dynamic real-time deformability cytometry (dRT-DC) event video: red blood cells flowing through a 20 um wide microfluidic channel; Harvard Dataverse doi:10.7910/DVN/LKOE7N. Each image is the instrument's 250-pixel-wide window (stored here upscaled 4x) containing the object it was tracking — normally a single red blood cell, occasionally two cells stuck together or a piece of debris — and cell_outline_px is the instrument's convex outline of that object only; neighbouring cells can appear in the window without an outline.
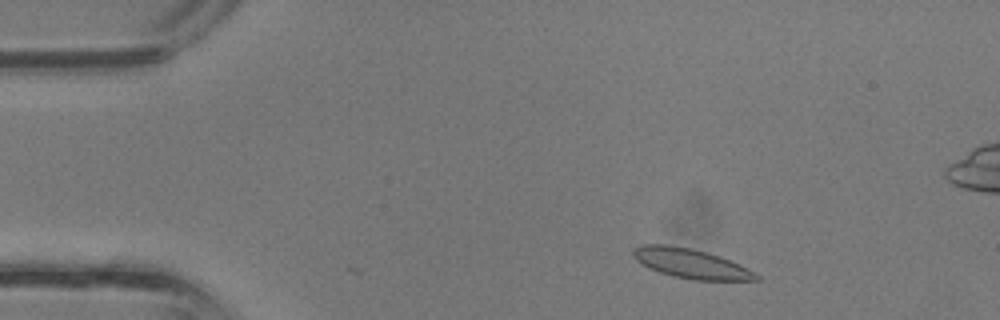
{"species": "common noctule bat (a hibernating species)", "species_latin": "Nyctalus noctula", "temperature_condition": "room temperature", "stored_images_in_passage": 36, "camera_frame_rate_fps": 3000, "um_per_image_px": 0.085, "animal": {"sex": "male", "body_mass_g": 13.3}, "frame": {"image": 1, "passage_image": 3, "time_ms": 0.667, "image_size_px": [1000, 320], "cell_outline_px": [[760, 280], [696, 280], [672, 276], [648, 268], [636, 260], [632, 256], [632, 252], [636, 248], [644, 244], [668, 244], [692, 248], [720, 256], [756, 272], [760, 276]], "centroid_in_image_um": [58.72, 22.39], "position_along_channel_um": 26.3, "area_um2": 21.21}}
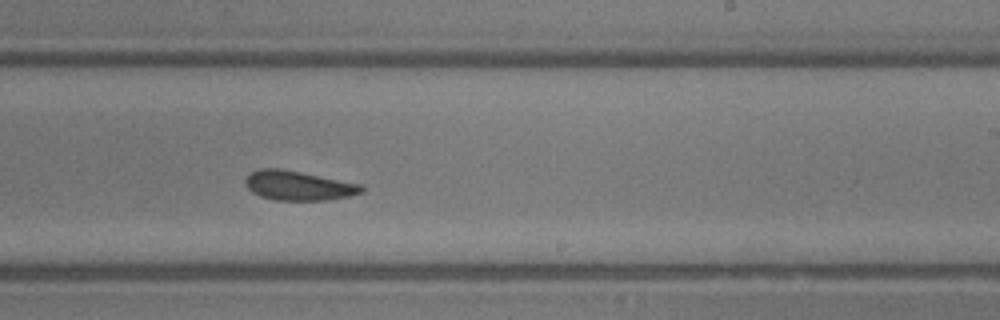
{"frame": {"image": 2, "passage_image": 20, "time_ms": 6.333, "image_size_px": [1000, 320], "cell_outline_px": [[364, 192], [348, 196], [328, 200], [276, 200], [260, 196], [252, 192], [248, 188], [244, 180], [252, 172], [264, 168], [276, 168], [300, 172], [360, 184], [364, 188]], "centroid_in_image_um": [25.37, 15.79], "position_along_channel_um": 263.6, "area_um2": 19.59}}
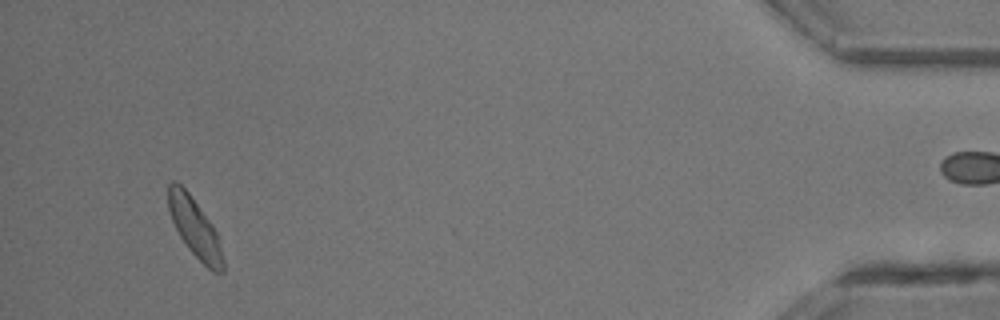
{"frame": {"image": 3, "passage_image": 33, "time_ms": 10.667, "image_size_px": [1000, 320], "cell_outline_px": [[224, 272], [212, 272], [192, 252], [180, 236], [172, 220], [168, 208], [168, 184], [172, 180], [176, 180], [188, 192], [212, 224], [216, 232], [224, 260]], "centroid_in_image_um": [16.55, 19.34], "position_along_channel_um": 418.6, "area_um2": 18.5}}